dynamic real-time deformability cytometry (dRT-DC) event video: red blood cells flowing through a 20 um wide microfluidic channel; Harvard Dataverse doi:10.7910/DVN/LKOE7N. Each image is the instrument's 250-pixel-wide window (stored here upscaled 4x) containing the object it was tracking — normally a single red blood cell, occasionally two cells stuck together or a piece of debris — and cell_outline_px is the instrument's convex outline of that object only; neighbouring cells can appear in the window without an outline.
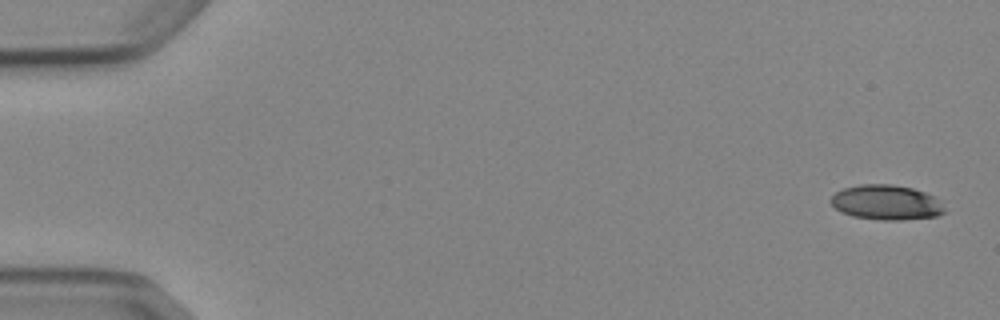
{"species": "Egyptian fruit bat (a non-hibernating species)", "species_latin": "Rousettus aegyptiacus", "temperature_condition": "cold", "stored_images_in_passage": 5, "camera_frame_rate_fps": 3000, "um_per_image_px": 0.085, "animal": {"sex": "female"}, "frame": {"image": 1, "passage_image": 1, "time_ms": 0.0, "image_size_px": [1000, 320], "cell_outline_px": [[948, 212], [936, 216], [900, 220], [880, 220], [852, 216], [840, 212], [828, 200], [836, 192], [844, 188], [860, 184], [892, 184], [912, 188], [936, 196]], "centroid_in_image_um": [75.35, 17.21], "position_along_channel_um": 9.6, "area_um2": 23.35}}
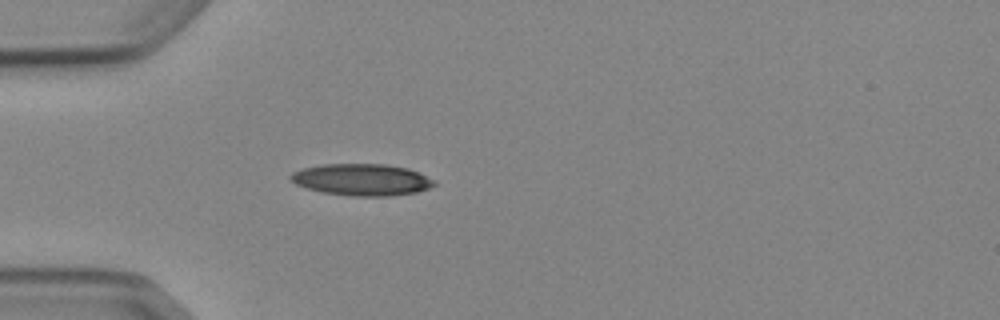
{"frame": {"image": 2, "passage_image": 5, "time_ms": 4.667, "image_size_px": [1000, 320], "cell_outline_px": [[436, 184], [428, 188], [416, 192], [388, 196], [352, 196], [320, 192], [296, 184], [288, 176], [292, 172], [300, 168], [324, 164], [388, 164], [408, 168], [436, 180]], "centroid_in_image_um": [30.74, 15.26], "position_along_channel_um": 54.3, "area_um2": 26.65}}